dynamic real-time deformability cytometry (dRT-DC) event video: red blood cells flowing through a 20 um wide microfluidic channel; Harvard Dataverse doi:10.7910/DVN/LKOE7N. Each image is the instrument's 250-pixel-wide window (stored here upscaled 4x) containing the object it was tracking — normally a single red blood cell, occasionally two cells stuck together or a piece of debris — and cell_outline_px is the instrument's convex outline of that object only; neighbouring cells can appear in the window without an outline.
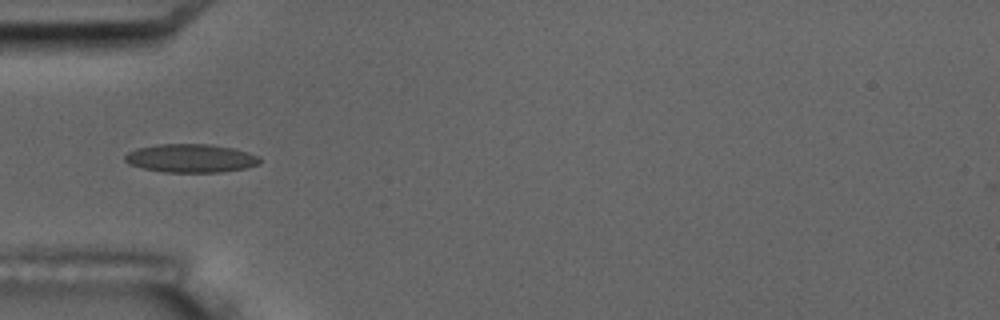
{"species": "common noctule bat (a hibernating species)", "species_latin": "Nyctalus noctula", "temperature_condition": "room temperature", "stored_images_in_passage": 6, "camera_frame_rate_fps": 3000, "um_per_image_px": 0.085, "animal": {"sex": "male", "body_mass_g": 17.5, "forearm_length_mm": 52.3}, "frame": {"image": 1, "passage_image": 4, "time_ms": 4.667, "image_size_px": [1000, 320], "cell_outline_px": [[260, 164], [244, 168], [220, 172], [164, 172], [144, 168], [128, 164], [124, 160], [124, 156], [128, 152], [136, 148], [156, 144], [208, 144], [232, 148], [248, 152], [260, 156]], "centroid_in_image_um": [16.2, 13.45], "position_along_channel_um": 68.8, "area_um2": 22.37}}